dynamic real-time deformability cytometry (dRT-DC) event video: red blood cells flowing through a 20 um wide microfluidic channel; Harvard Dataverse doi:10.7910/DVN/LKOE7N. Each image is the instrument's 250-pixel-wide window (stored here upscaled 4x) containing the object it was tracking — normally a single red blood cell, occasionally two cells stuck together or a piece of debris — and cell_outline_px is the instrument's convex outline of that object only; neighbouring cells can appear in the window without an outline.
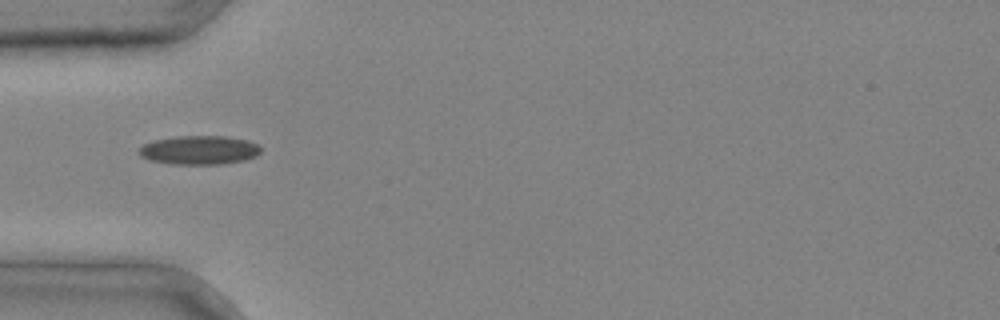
{"species": "common noctule bat (a hibernating species)", "species_latin": "Nyctalus noctula", "temperature_condition": "cold", "stored_images_in_passage": 3, "camera_frame_rate_fps": 3000, "um_per_image_px": 0.085, "animal": {"sex": "male", "body_mass_g": 20.4}, "frame": {"image": 1, "passage_image": 2, "time_ms": 0.333, "image_size_px": [1000, 320], "cell_outline_px": [[260, 152], [256, 156], [244, 160], [220, 164], [172, 164], [148, 160], [140, 156], [136, 152], [144, 144], [156, 140], [176, 136], [224, 136], [248, 140], [256, 144], [260, 148]], "centroid_in_image_um": [16.91, 12.76], "position_along_channel_um": 68.1, "area_um2": 20.46}}